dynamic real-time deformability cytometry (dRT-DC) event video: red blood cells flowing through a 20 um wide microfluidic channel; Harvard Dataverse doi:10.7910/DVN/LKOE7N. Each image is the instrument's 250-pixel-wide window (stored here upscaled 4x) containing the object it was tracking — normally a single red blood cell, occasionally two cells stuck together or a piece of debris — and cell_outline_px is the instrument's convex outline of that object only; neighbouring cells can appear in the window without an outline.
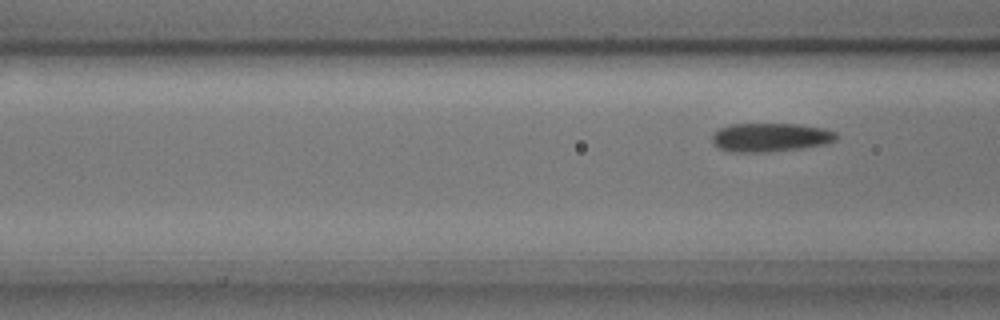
{"species": "common noctule bat (a hibernating species)", "species_latin": "Nyctalus noctula", "temperature_condition": "cold", "stored_images_in_passage": 7, "camera_frame_rate_fps": 3000, "um_per_image_px": 0.085, "animal": {"sex": "male", "body_mass_g": 17.9, "forearm_length_mm": 54.2}, "frame": {"image": 1, "passage_image": 7, "time_ms": 2.0, "image_size_px": [1000, 320], "cell_outline_px": [[840, 136], [836, 140], [828, 144], [804, 148], [768, 152], [732, 152], [720, 148], [712, 144], [712, 132], [728, 124], [800, 124], [824, 128], [836, 132]], "centroid_in_image_um": [65.51, 11.67], "position_along_channel_um": 101.1, "area_um2": 21.21}}